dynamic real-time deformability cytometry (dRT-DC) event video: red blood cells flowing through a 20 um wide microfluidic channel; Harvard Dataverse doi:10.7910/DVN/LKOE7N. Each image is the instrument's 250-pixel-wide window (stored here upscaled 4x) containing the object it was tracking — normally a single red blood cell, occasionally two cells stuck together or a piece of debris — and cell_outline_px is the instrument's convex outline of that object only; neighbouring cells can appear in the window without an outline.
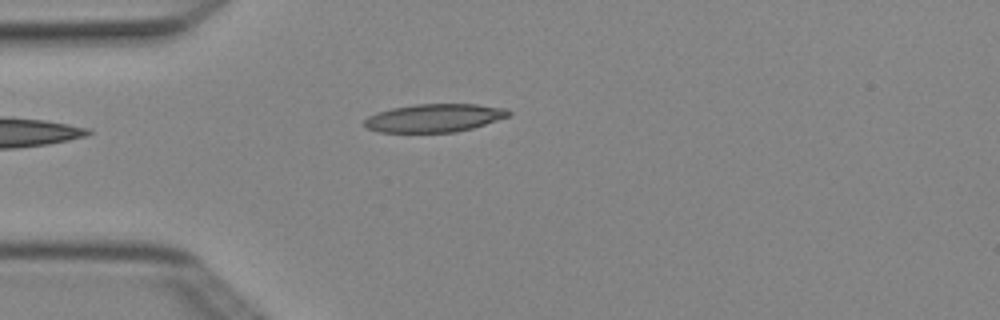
{"species": "Egyptian fruit bat (a non-hibernating species)", "species_latin": "Rousettus aegyptiacus", "temperature_condition": "cold", "stored_images_in_passage": 4, "camera_frame_rate_fps": 3000, "um_per_image_px": 0.085, "animal": {"sex": "female"}, "frame": {"image": 1, "passage_image": 4, "time_ms": 1.0, "image_size_px": [1000, 320], "cell_outline_px": [[512, 112], [508, 116], [472, 128], [456, 132], [380, 132], [368, 128], [364, 124], [364, 120], [368, 116], [376, 112], [392, 108], [416, 104], [476, 104], [508, 108]], "centroid_in_image_um": [36.92, 10.02], "position_along_channel_um": 48.1, "area_um2": 23.58}}